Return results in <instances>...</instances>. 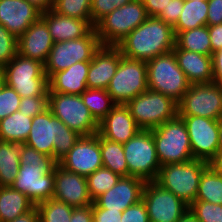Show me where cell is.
<instances>
[{
	"instance_id": "17",
	"label": "cell",
	"mask_w": 222,
	"mask_h": 222,
	"mask_svg": "<svg viewBox=\"0 0 222 222\" xmlns=\"http://www.w3.org/2000/svg\"><path fill=\"white\" fill-rule=\"evenodd\" d=\"M58 164L67 171L86 177L103 167L99 133L81 136Z\"/></svg>"
},
{
	"instance_id": "53",
	"label": "cell",
	"mask_w": 222,
	"mask_h": 222,
	"mask_svg": "<svg viewBox=\"0 0 222 222\" xmlns=\"http://www.w3.org/2000/svg\"><path fill=\"white\" fill-rule=\"evenodd\" d=\"M31 5L37 8L41 13L51 10L55 0H27Z\"/></svg>"
},
{
	"instance_id": "27",
	"label": "cell",
	"mask_w": 222,
	"mask_h": 222,
	"mask_svg": "<svg viewBox=\"0 0 222 222\" xmlns=\"http://www.w3.org/2000/svg\"><path fill=\"white\" fill-rule=\"evenodd\" d=\"M35 207V204L11 186H0V222L13 221Z\"/></svg>"
},
{
	"instance_id": "38",
	"label": "cell",
	"mask_w": 222,
	"mask_h": 222,
	"mask_svg": "<svg viewBox=\"0 0 222 222\" xmlns=\"http://www.w3.org/2000/svg\"><path fill=\"white\" fill-rule=\"evenodd\" d=\"M189 209L200 222H222V205L195 200Z\"/></svg>"
},
{
	"instance_id": "9",
	"label": "cell",
	"mask_w": 222,
	"mask_h": 222,
	"mask_svg": "<svg viewBox=\"0 0 222 222\" xmlns=\"http://www.w3.org/2000/svg\"><path fill=\"white\" fill-rule=\"evenodd\" d=\"M126 106L137 125L143 130H151L178 115L177 102L150 89L131 99Z\"/></svg>"
},
{
	"instance_id": "7",
	"label": "cell",
	"mask_w": 222,
	"mask_h": 222,
	"mask_svg": "<svg viewBox=\"0 0 222 222\" xmlns=\"http://www.w3.org/2000/svg\"><path fill=\"white\" fill-rule=\"evenodd\" d=\"M207 167V162L196 159L165 164L160 167L155 182L190 206L196 199L201 174Z\"/></svg>"
},
{
	"instance_id": "46",
	"label": "cell",
	"mask_w": 222,
	"mask_h": 222,
	"mask_svg": "<svg viewBox=\"0 0 222 222\" xmlns=\"http://www.w3.org/2000/svg\"><path fill=\"white\" fill-rule=\"evenodd\" d=\"M93 222H121L122 211L92 208Z\"/></svg>"
},
{
	"instance_id": "18",
	"label": "cell",
	"mask_w": 222,
	"mask_h": 222,
	"mask_svg": "<svg viewBox=\"0 0 222 222\" xmlns=\"http://www.w3.org/2000/svg\"><path fill=\"white\" fill-rule=\"evenodd\" d=\"M54 177L53 199L65 202L74 208L93 204L86 176L67 171L57 164L54 168Z\"/></svg>"
},
{
	"instance_id": "25",
	"label": "cell",
	"mask_w": 222,
	"mask_h": 222,
	"mask_svg": "<svg viewBox=\"0 0 222 222\" xmlns=\"http://www.w3.org/2000/svg\"><path fill=\"white\" fill-rule=\"evenodd\" d=\"M179 68L190 84L213 83L211 55H204L184 49H173Z\"/></svg>"
},
{
	"instance_id": "21",
	"label": "cell",
	"mask_w": 222,
	"mask_h": 222,
	"mask_svg": "<svg viewBox=\"0 0 222 222\" xmlns=\"http://www.w3.org/2000/svg\"><path fill=\"white\" fill-rule=\"evenodd\" d=\"M40 17L27 0H0V24L17 39Z\"/></svg>"
},
{
	"instance_id": "54",
	"label": "cell",
	"mask_w": 222,
	"mask_h": 222,
	"mask_svg": "<svg viewBox=\"0 0 222 222\" xmlns=\"http://www.w3.org/2000/svg\"><path fill=\"white\" fill-rule=\"evenodd\" d=\"M177 222H200L197 217L188 208Z\"/></svg>"
},
{
	"instance_id": "47",
	"label": "cell",
	"mask_w": 222,
	"mask_h": 222,
	"mask_svg": "<svg viewBox=\"0 0 222 222\" xmlns=\"http://www.w3.org/2000/svg\"><path fill=\"white\" fill-rule=\"evenodd\" d=\"M149 17H157L167 7L170 0H142Z\"/></svg>"
},
{
	"instance_id": "4",
	"label": "cell",
	"mask_w": 222,
	"mask_h": 222,
	"mask_svg": "<svg viewBox=\"0 0 222 222\" xmlns=\"http://www.w3.org/2000/svg\"><path fill=\"white\" fill-rule=\"evenodd\" d=\"M148 14L142 0H133L101 18L94 26L103 46H117Z\"/></svg>"
},
{
	"instance_id": "43",
	"label": "cell",
	"mask_w": 222,
	"mask_h": 222,
	"mask_svg": "<svg viewBox=\"0 0 222 222\" xmlns=\"http://www.w3.org/2000/svg\"><path fill=\"white\" fill-rule=\"evenodd\" d=\"M121 222H149L143 200L131 205L122 212Z\"/></svg>"
},
{
	"instance_id": "56",
	"label": "cell",
	"mask_w": 222,
	"mask_h": 222,
	"mask_svg": "<svg viewBox=\"0 0 222 222\" xmlns=\"http://www.w3.org/2000/svg\"><path fill=\"white\" fill-rule=\"evenodd\" d=\"M4 84H5L4 72H3V68L0 67V90L2 89Z\"/></svg>"
},
{
	"instance_id": "41",
	"label": "cell",
	"mask_w": 222,
	"mask_h": 222,
	"mask_svg": "<svg viewBox=\"0 0 222 222\" xmlns=\"http://www.w3.org/2000/svg\"><path fill=\"white\" fill-rule=\"evenodd\" d=\"M20 95L4 84L0 90V120L16 112L20 107Z\"/></svg>"
},
{
	"instance_id": "33",
	"label": "cell",
	"mask_w": 222,
	"mask_h": 222,
	"mask_svg": "<svg viewBox=\"0 0 222 222\" xmlns=\"http://www.w3.org/2000/svg\"><path fill=\"white\" fill-rule=\"evenodd\" d=\"M81 97L98 123L117 105L106 89L87 88Z\"/></svg>"
},
{
	"instance_id": "1",
	"label": "cell",
	"mask_w": 222,
	"mask_h": 222,
	"mask_svg": "<svg viewBox=\"0 0 222 222\" xmlns=\"http://www.w3.org/2000/svg\"><path fill=\"white\" fill-rule=\"evenodd\" d=\"M58 162L33 147L21 144L20 167L11 187L25 194L35 206L53 198L54 168Z\"/></svg>"
},
{
	"instance_id": "48",
	"label": "cell",
	"mask_w": 222,
	"mask_h": 222,
	"mask_svg": "<svg viewBox=\"0 0 222 222\" xmlns=\"http://www.w3.org/2000/svg\"><path fill=\"white\" fill-rule=\"evenodd\" d=\"M213 83L222 86V49L212 53Z\"/></svg>"
},
{
	"instance_id": "45",
	"label": "cell",
	"mask_w": 222,
	"mask_h": 222,
	"mask_svg": "<svg viewBox=\"0 0 222 222\" xmlns=\"http://www.w3.org/2000/svg\"><path fill=\"white\" fill-rule=\"evenodd\" d=\"M222 24V0H208L207 26Z\"/></svg>"
},
{
	"instance_id": "11",
	"label": "cell",
	"mask_w": 222,
	"mask_h": 222,
	"mask_svg": "<svg viewBox=\"0 0 222 222\" xmlns=\"http://www.w3.org/2000/svg\"><path fill=\"white\" fill-rule=\"evenodd\" d=\"M129 176L145 181L157 179L160 163L156 154L155 141L151 130L141 129L135 136L123 144Z\"/></svg>"
},
{
	"instance_id": "50",
	"label": "cell",
	"mask_w": 222,
	"mask_h": 222,
	"mask_svg": "<svg viewBox=\"0 0 222 222\" xmlns=\"http://www.w3.org/2000/svg\"><path fill=\"white\" fill-rule=\"evenodd\" d=\"M212 53L222 49V24L208 26Z\"/></svg>"
},
{
	"instance_id": "49",
	"label": "cell",
	"mask_w": 222,
	"mask_h": 222,
	"mask_svg": "<svg viewBox=\"0 0 222 222\" xmlns=\"http://www.w3.org/2000/svg\"><path fill=\"white\" fill-rule=\"evenodd\" d=\"M70 222H93L92 205L74 208Z\"/></svg>"
},
{
	"instance_id": "42",
	"label": "cell",
	"mask_w": 222,
	"mask_h": 222,
	"mask_svg": "<svg viewBox=\"0 0 222 222\" xmlns=\"http://www.w3.org/2000/svg\"><path fill=\"white\" fill-rule=\"evenodd\" d=\"M132 1L133 0H91L90 12L92 25L95 26L105 15Z\"/></svg>"
},
{
	"instance_id": "16",
	"label": "cell",
	"mask_w": 222,
	"mask_h": 222,
	"mask_svg": "<svg viewBox=\"0 0 222 222\" xmlns=\"http://www.w3.org/2000/svg\"><path fill=\"white\" fill-rule=\"evenodd\" d=\"M186 125L193 159L208 162L219 150L218 120L200 116H180Z\"/></svg>"
},
{
	"instance_id": "8",
	"label": "cell",
	"mask_w": 222,
	"mask_h": 222,
	"mask_svg": "<svg viewBox=\"0 0 222 222\" xmlns=\"http://www.w3.org/2000/svg\"><path fill=\"white\" fill-rule=\"evenodd\" d=\"M146 63L148 89L169 96L178 103L191 84L179 68L174 52L159 55Z\"/></svg>"
},
{
	"instance_id": "23",
	"label": "cell",
	"mask_w": 222,
	"mask_h": 222,
	"mask_svg": "<svg viewBox=\"0 0 222 222\" xmlns=\"http://www.w3.org/2000/svg\"><path fill=\"white\" fill-rule=\"evenodd\" d=\"M54 41L46 22L40 17L18 38V53L26 58L46 62Z\"/></svg>"
},
{
	"instance_id": "28",
	"label": "cell",
	"mask_w": 222,
	"mask_h": 222,
	"mask_svg": "<svg viewBox=\"0 0 222 222\" xmlns=\"http://www.w3.org/2000/svg\"><path fill=\"white\" fill-rule=\"evenodd\" d=\"M32 120L19 110L1 119L0 140L24 144L30 134Z\"/></svg>"
},
{
	"instance_id": "3",
	"label": "cell",
	"mask_w": 222,
	"mask_h": 222,
	"mask_svg": "<svg viewBox=\"0 0 222 222\" xmlns=\"http://www.w3.org/2000/svg\"><path fill=\"white\" fill-rule=\"evenodd\" d=\"M81 137L67 127L50 109L33 117L25 144L59 162Z\"/></svg>"
},
{
	"instance_id": "2",
	"label": "cell",
	"mask_w": 222,
	"mask_h": 222,
	"mask_svg": "<svg viewBox=\"0 0 222 222\" xmlns=\"http://www.w3.org/2000/svg\"><path fill=\"white\" fill-rule=\"evenodd\" d=\"M117 47L124 57L147 62L174 49V30L171 25L161 19L148 17L131 31Z\"/></svg>"
},
{
	"instance_id": "37",
	"label": "cell",
	"mask_w": 222,
	"mask_h": 222,
	"mask_svg": "<svg viewBox=\"0 0 222 222\" xmlns=\"http://www.w3.org/2000/svg\"><path fill=\"white\" fill-rule=\"evenodd\" d=\"M90 7L91 0H55L52 9L58 14L88 20L92 24Z\"/></svg>"
},
{
	"instance_id": "14",
	"label": "cell",
	"mask_w": 222,
	"mask_h": 222,
	"mask_svg": "<svg viewBox=\"0 0 222 222\" xmlns=\"http://www.w3.org/2000/svg\"><path fill=\"white\" fill-rule=\"evenodd\" d=\"M178 115L219 120L222 117V86L191 84L178 102Z\"/></svg>"
},
{
	"instance_id": "5",
	"label": "cell",
	"mask_w": 222,
	"mask_h": 222,
	"mask_svg": "<svg viewBox=\"0 0 222 222\" xmlns=\"http://www.w3.org/2000/svg\"><path fill=\"white\" fill-rule=\"evenodd\" d=\"M151 131L161 166L193 160L187 128L179 115Z\"/></svg>"
},
{
	"instance_id": "44",
	"label": "cell",
	"mask_w": 222,
	"mask_h": 222,
	"mask_svg": "<svg viewBox=\"0 0 222 222\" xmlns=\"http://www.w3.org/2000/svg\"><path fill=\"white\" fill-rule=\"evenodd\" d=\"M183 4L184 0H170L169 5L162 10L157 18L173 27L179 19Z\"/></svg>"
},
{
	"instance_id": "51",
	"label": "cell",
	"mask_w": 222,
	"mask_h": 222,
	"mask_svg": "<svg viewBox=\"0 0 222 222\" xmlns=\"http://www.w3.org/2000/svg\"><path fill=\"white\" fill-rule=\"evenodd\" d=\"M207 164L214 173L222 176V149H219Z\"/></svg>"
},
{
	"instance_id": "20",
	"label": "cell",
	"mask_w": 222,
	"mask_h": 222,
	"mask_svg": "<svg viewBox=\"0 0 222 222\" xmlns=\"http://www.w3.org/2000/svg\"><path fill=\"white\" fill-rule=\"evenodd\" d=\"M122 57L117 46L101 45L89 64L87 88L107 89Z\"/></svg>"
},
{
	"instance_id": "12",
	"label": "cell",
	"mask_w": 222,
	"mask_h": 222,
	"mask_svg": "<svg viewBox=\"0 0 222 222\" xmlns=\"http://www.w3.org/2000/svg\"><path fill=\"white\" fill-rule=\"evenodd\" d=\"M49 109L55 117L81 136L98 133L99 123L91 115L81 95L49 92Z\"/></svg>"
},
{
	"instance_id": "6",
	"label": "cell",
	"mask_w": 222,
	"mask_h": 222,
	"mask_svg": "<svg viewBox=\"0 0 222 222\" xmlns=\"http://www.w3.org/2000/svg\"><path fill=\"white\" fill-rule=\"evenodd\" d=\"M5 84L21 98L43 96L49 91L48 78L41 61L26 58L19 53L3 67Z\"/></svg>"
},
{
	"instance_id": "19",
	"label": "cell",
	"mask_w": 222,
	"mask_h": 222,
	"mask_svg": "<svg viewBox=\"0 0 222 222\" xmlns=\"http://www.w3.org/2000/svg\"><path fill=\"white\" fill-rule=\"evenodd\" d=\"M145 183V180L136 176L121 177L111 189L94 200L92 208L123 212L131 205L142 200Z\"/></svg>"
},
{
	"instance_id": "55",
	"label": "cell",
	"mask_w": 222,
	"mask_h": 222,
	"mask_svg": "<svg viewBox=\"0 0 222 222\" xmlns=\"http://www.w3.org/2000/svg\"><path fill=\"white\" fill-rule=\"evenodd\" d=\"M218 123H219L218 143H219V149H222V117L218 120Z\"/></svg>"
},
{
	"instance_id": "40",
	"label": "cell",
	"mask_w": 222,
	"mask_h": 222,
	"mask_svg": "<svg viewBox=\"0 0 222 222\" xmlns=\"http://www.w3.org/2000/svg\"><path fill=\"white\" fill-rule=\"evenodd\" d=\"M47 109H49V91L43 96L21 98L18 110L23 115L33 118Z\"/></svg>"
},
{
	"instance_id": "10",
	"label": "cell",
	"mask_w": 222,
	"mask_h": 222,
	"mask_svg": "<svg viewBox=\"0 0 222 222\" xmlns=\"http://www.w3.org/2000/svg\"><path fill=\"white\" fill-rule=\"evenodd\" d=\"M100 46L95 28L82 38L54 43L44 63L47 78L77 62L91 61Z\"/></svg>"
},
{
	"instance_id": "39",
	"label": "cell",
	"mask_w": 222,
	"mask_h": 222,
	"mask_svg": "<svg viewBox=\"0 0 222 222\" xmlns=\"http://www.w3.org/2000/svg\"><path fill=\"white\" fill-rule=\"evenodd\" d=\"M17 38L0 24V67L8 64L18 53Z\"/></svg>"
},
{
	"instance_id": "52",
	"label": "cell",
	"mask_w": 222,
	"mask_h": 222,
	"mask_svg": "<svg viewBox=\"0 0 222 222\" xmlns=\"http://www.w3.org/2000/svg\"><path fill=\"white\" fill-rule=\"evenodd\" d=\"M10 222H39V211L35 206L29 212L21 216H18L17 218H15L13 221Z\"/></svg>"
},
{
	"instance_id": "13",
	"label": "cell",
	"mask_w": 222,
	"mask_h": 222,
	"mask_svg": "<svg viewBox=\"0 0 222 222\" xmlns=\"http://www.w3.org/2000/svg\"><path fill=\"white\" fill-rule=\"evenodd\" d=\"M147 89V63L123 56L106 90L116 104L126 105Z\"/></svg>"
},
{
	"instance_id": "24",
	"label": "cell",
	"mask_w": 222,
	"mask_h": 222,
	"mask_svg": "<svg viewBox=\"0 0 222 222\" xmlns=\"http://www.w3.org/2000/svg\"><path fill=\"white\" fill-rule=\"evenodd\" d=\"M54 43L82 38L94 26L88 20L75 19L56 13L53 9L41 13Z\"/></svg>"
},
{
	"instance_id": "32",
	"label": "cell",
	"mask_w": 222,
	"mask_h": 222,
	"mask_svg": "<svg viewBox=\"0 0 222 222\" xmlns=\"http://www.w3.org/2000/svg\"><path fill=\"white\" fill-rule=\"evenodd\" d=\"M99 142L103 167L119 174L121 177L129 176V169L124 155L123 144L103 138L100 134Z\"/></svg>"
},
{
	"instance_id": "36",
	"label": "cell",
	"mask_w": 222,
	"mask_h": 222,
	"mask_svg": "<svg viewBox=\"0 0 222 222\" xmlns=\"http://www.w3.org/2000/svg\"><path fill=\"white\" fill-rule=\"evenodd\" d=\"M121 176L109 170L108 168L101 167L94 173L87 176V184L89 194L94 201L102 193L111 189L119 180Z\"/></svg>"
},
{
	"instance_id": "30",
	"label": "cell",
	"mask_w": 222,
	"mask_h": 222,
	"mask_svg": "<svg viewBox=\"0 0 222 222\" xmlns=\"http://www.w3.org/2000/svg\"><path fill=\"white\" fill-rule=\"evenodd\" d=\"M207 12L208 1L184 0L182 12L173 26L175 37L182 31L206 25Z\"/></svg>"
},
{
	"instance_id": "29",
	"label": "cell",
	"mask_w": 222,
	"mask_h": 222,
	"mask_svg": "<svg viewBox=\"0 0 222 222\" xmlns=\"http://www.w3.org/2000/svg\"><path fill=\"white\" fill-rule=\"evenodd\" d=\"M20 143L0 140V186H11L20 167Z\"/></svg>"
},
{
	"instance_id": "26",
	"label": "cell",
	"mask_w": 222,
	"mask_h": 222,
	"mask_svg": "<svg viewBox=\"0 0 222 222\" xmlns=\"http://www.w3.org/2000/svg\"><path fill=\"white\" fill-rule=\"evenodd\" d=\"M90 61L77 62L48 78L49 92L81 95L87 89Z\"/></svg>"
},
{
	"instance_id": "34",
	"label": "cell",
	"mask_w": 222,
	"mask_h": 222,
	"mask_svg": "<svg viewBox=\"0 0 222 222\" xmlns=\"http://www.w3.org/2000/svg\"><path fill=\"white\" fill-rule=\"evenodd\" d=\"M195 200L222 205V176L207 167L201 174Z\"/></svg>"
},
{
	"instance_id": "15",
	"label": "cell",
	"mask_w": 222,
	"mask_h": 222,
	"mask_svg": "<svg viewBox=\"0 0 222 222\" xmlns=\"http://www.w3.org/2000/svg\"><path fill=\"white\" fill-rule=\"evenodd\" d=\"M142 200L149 222H177L189 208L175 194L162 188L155 181H146Z\"/></svg>"
},
{
	"instance_id": "35",
	"label": "cell",
	"mask_w": 222,
	"mask_h": 222,
	"mask_svg": "<svg viewBox=\"0 0 222 222\" xmlns=\"http://www.w3.org/2000/svg\"><path fill=\"white\" fill-rule=\"evenodd\" d=\"M39 222H70L74 207L65 202L49 199L36 205Z\"/></svg>"
},
{
	"instance_id": "22",
	"label": "cell",
	"mask_w": 222,
	"mask_h": 222,
	"mask_svg": "<svg viewBox=\"0 0 222 222\" xmlns=\"http://www.w3.org/2000/svg\"><path fill=\"white\" fill-rule=\"evenodd\" d=\"M141 128L126 105L117 104L100 122L98 133L113 142L126 143Z\"/></svg>"
},
{
	"instance_id": "31",
	"label": "cell",
	"mask_w": 222,
	"mask_h": 222,
	"mask_svg": "<svg viewBox=\"0 0 222 222\" xmlns=\"http://www.w3.org/2000/svg\"><path fill=\"white\" fill-rule=\"evenodd\" d=\"M174 49H184L204 55H212L208 26L204 25L199 28L180 32L175 37Z\"/></svg>"
}]
</instances>
